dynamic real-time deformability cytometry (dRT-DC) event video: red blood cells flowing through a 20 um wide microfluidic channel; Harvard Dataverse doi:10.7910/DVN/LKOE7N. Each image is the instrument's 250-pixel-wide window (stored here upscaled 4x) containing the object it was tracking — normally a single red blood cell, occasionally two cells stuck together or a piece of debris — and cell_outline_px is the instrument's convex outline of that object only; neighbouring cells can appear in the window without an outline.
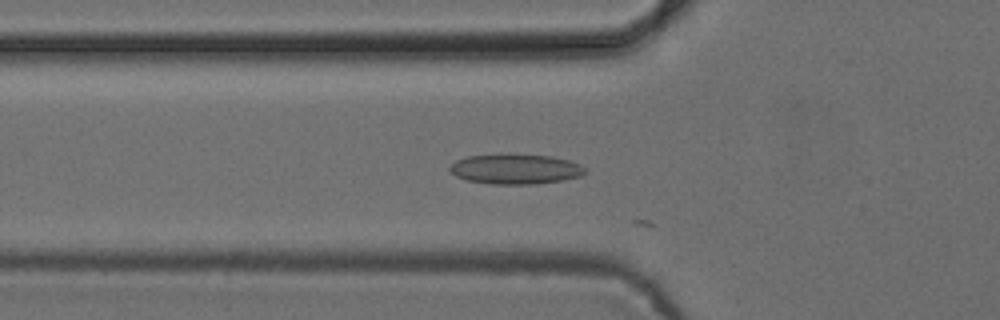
{"species": "common noctule bat (a hibernating species)", "species_latin": "Nyctalus noctula", "temperature_condition": "cold", "stored_images_in_passage": 22, "camera_frame_rate_fps": 3000, "um_per_image_px": 0.085, "animal": {"sex": "female", "body_mass_g": 24.6, "forearm_length_mm": 56.2}, "frame": {"image": 1, "passage_image": 12, "time_ms": 3.667, "image_size_px": [1000, 320], "cell_outline_px": [[588, 172], [580, 176], [560, 180], [532, 184], [492, 184], [468, 180], [456, 176], [448, 168], [456, 160], [468, 156], [500, 152], [508, 152], [552, 156], [568, 160], [580, 164]], "centroid_in_image_um": [43.8, 14.33], "position_along_channel_um": 82.0, "area_um2": 24.16}}
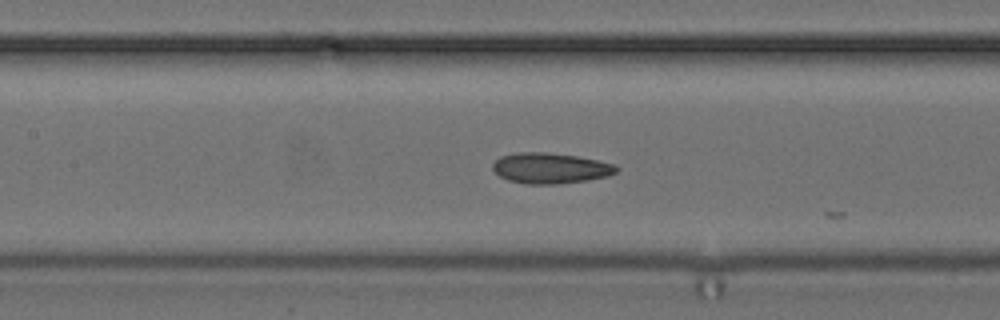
{"frame": {"image": 2, "passage_image": 18, "time_ms": 5.667, "image_size_px": [1000, 320], "cell_outline_px": [[620, 168], [616, 172], [608, 176], [588, 180], [556, 184], [524, 184], [508, 180], [500, 176], [492, 168], [492, 164], [500, 156], [516, 152], [548, 152], [576, 156], [596, 160], [612, 164]], "centroid_in_image_um": [46.75, 14.29], "position_along_channel_um": 160.6, "area_um2": 22.08}}
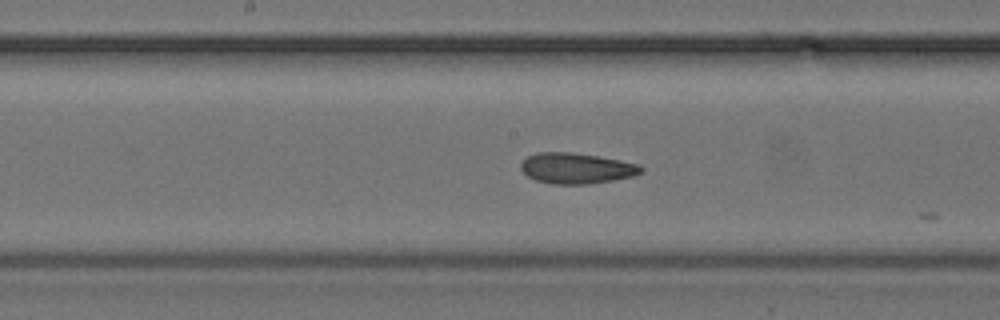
{"frame": {"image": 3, "passage_image": 21, "time_ms": 6.667, "image_size_px": [1000, 320], "cell_outline_px": [[644, 172], [632, 176], [612, 180], [584, 184], [552, 184], [536, 180], [528, 176], [520, 168], [520, 164], [528, 156], [536, 152], [572, 152], [620, 160], [640, 164], [644, 168]], "centroid_in_image_um": [49.0, 14.29], "position_along_channel_um": 199.2, "area_um2": 21.44}}